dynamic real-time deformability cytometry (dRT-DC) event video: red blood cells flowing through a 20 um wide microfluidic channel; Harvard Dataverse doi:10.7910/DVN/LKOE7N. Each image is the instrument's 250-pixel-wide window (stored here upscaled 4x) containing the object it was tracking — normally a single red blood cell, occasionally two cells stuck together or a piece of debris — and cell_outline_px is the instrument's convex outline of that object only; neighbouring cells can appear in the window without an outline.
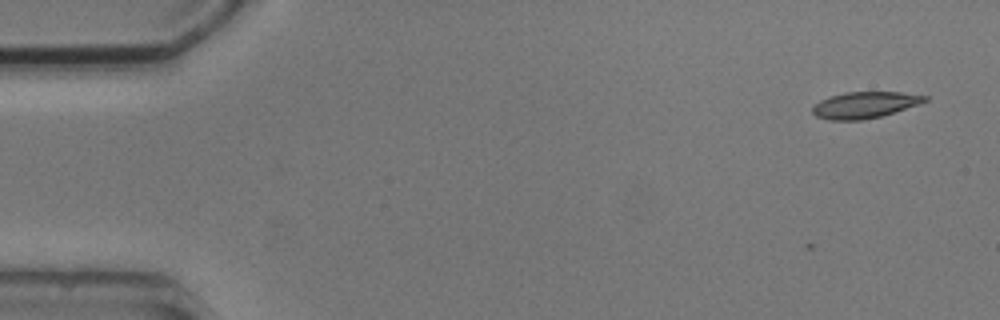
{"species": "common noctule bat (a hibernating species)", "species_latin": "Nyctalus noctula", "temperature_condition": "cold", "stored_images_in_passage": 5, "camera_frame_rate_fps": 3000, "um_per_image_px": 0.085, "animal": {"sex": "male", "body_mass_g": 20.5, "forearm_length_mm": 52.5}, "frame": {"image": 1, "passage_image": 1, "time_ms": 0.0, "image_size_px": [1000, 320], "cell_outline_px": [[928, 100], [920, 104], [880, 116], [860, 120], [828, 120], [816, 116], [812, 112], [812, 108], [820, 100], [844, 92], [900, 92], [928, 96]], "centroid_in_image_um": [73.5, 8.92], "position_along_channel_um": 11.5, "area_um2": 17.11}}
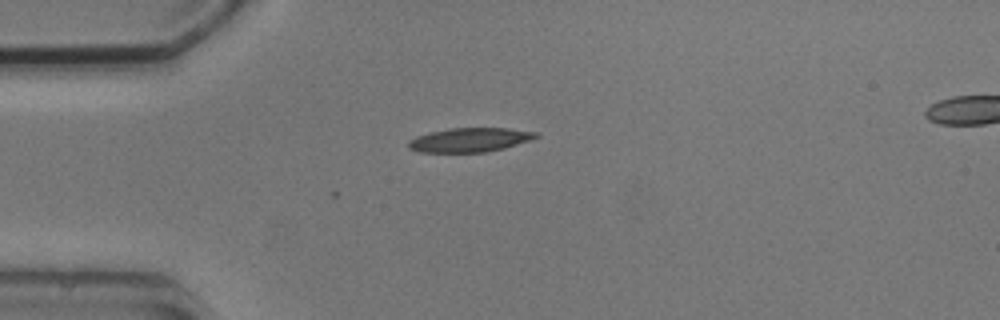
{"frame": {"image": 2, "passage_image": 4, "time_ms": 3.667, "image_size_px": [1000, 320], "cell_outline_px": [[540, 136], [532, 140], [504, 148], [488, 152], [420, 152], [408, 148], [408, 140], [416, 136], [428, 132], [452, 128], [508, 128], [536, 132]], "centroid_in_image_um": [39.93, 11.89], "position_along_channel_um": 45.1, "area_um2": 18.03}}